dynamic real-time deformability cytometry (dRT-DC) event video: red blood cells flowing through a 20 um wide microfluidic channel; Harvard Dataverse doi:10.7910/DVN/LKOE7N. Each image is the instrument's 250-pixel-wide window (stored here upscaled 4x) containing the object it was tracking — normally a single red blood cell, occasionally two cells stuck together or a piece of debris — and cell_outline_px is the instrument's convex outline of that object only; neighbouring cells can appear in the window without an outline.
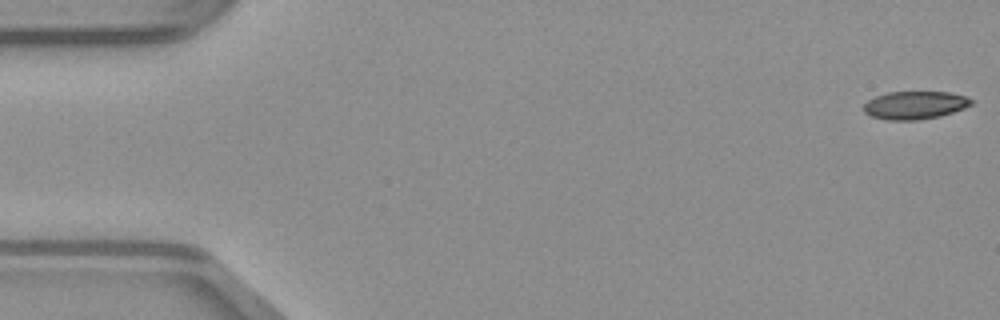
{"species": "common noctule bat (a hibernating species)", "species_latin": "Nyctalus noctula", "temperature_condition": "warm", "stored_images_in_passage": 49, "camera_frame_rate_fps": 3000, "um_per_image_px": 0.085, "animal": {"sex": "male", "body_mass_g": 23.1, "forearm_length_mm": 52.7}, "frame": {"image": 1, "passage_image": 1, "time_ms": 0.0, "image_size_px": [1000, 320], "cell_outline_px": [[976, 100], [972, 104], [964, 108], [940, 116], [916, 120], [888, 120], [872, 116], [864, 112], [864, 104], [868, 100], [876, 96], [888, 92], [948, 92], [964, 96]], "centroid_in_image_um": [77.78, 8.93], "position_along_channel_um": 7.2, "area_um2": 17.46}}
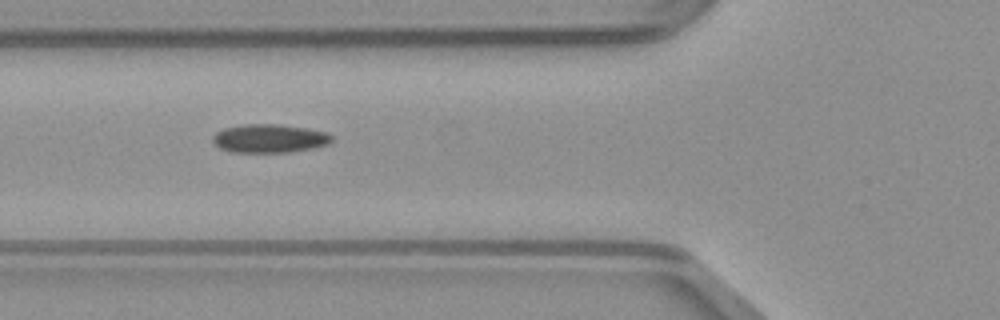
{"frame": {"image": 2, "passage_image": 18, "time_ms": 5.667, "image_size_px": [1000, 320], "cell_outline_px": [[332, 140], [328, 144], [312, 148], [288, 152], [232, 152], [220, 148], [212, 140], [212, 136], [216, 132], [224, 128], [244, 124], [280, 124], [304, 128], [324, 132], [332, 136]], "centroid_in_image_um": [22.87, 11.76], "position_along_channel_um": 102.9, "area_um2": 19.59}}
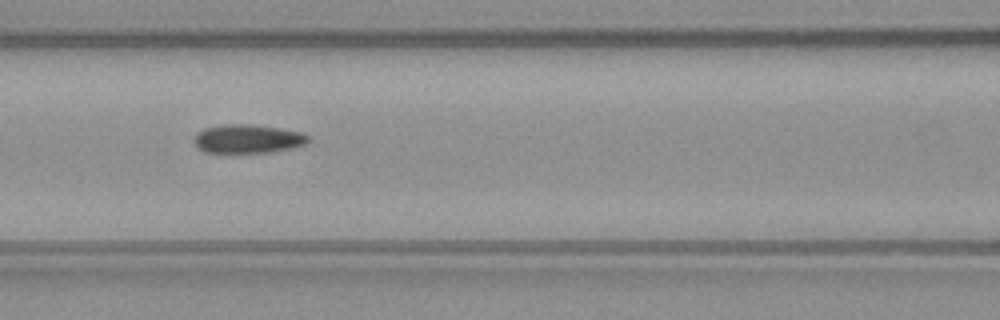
{"frame": {"image": 3, "passage_image": 21, "time_ms": 6.667, "image_size_px": [1000, 320], "cell_outline_px": [[308, 140], [304, 144], [272, 152], [204, 152], [192, 140], [196, 132], [204, 128], [224, 124], [252, 124], [280, 128], [300, 132], [308, 136]], "centroid_in_image_um": [21.0, 11.78], "position_along_channel_um": 145.6, "area_um2": 18.9}}